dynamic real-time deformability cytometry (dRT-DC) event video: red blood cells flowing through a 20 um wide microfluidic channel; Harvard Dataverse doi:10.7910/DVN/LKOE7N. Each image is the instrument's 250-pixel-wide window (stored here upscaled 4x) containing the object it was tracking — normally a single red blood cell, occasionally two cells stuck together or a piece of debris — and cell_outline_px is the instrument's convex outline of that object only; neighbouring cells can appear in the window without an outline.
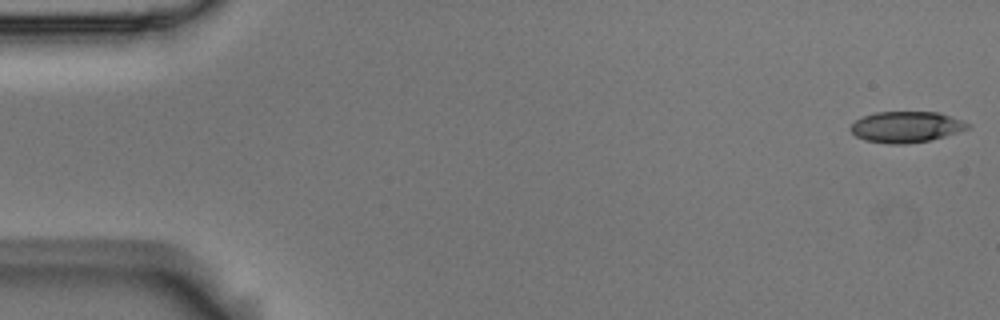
{"species": "Egyptian fruit bat (a non-hibernating species)", "species_latin": "Rousettus aegyptiacus", "temperature_condition": "room temperature", "stored_images_in_passage": 5, "camera_frame_rate_fps": 3000, "um_per_image_px": 0.085, "animal": {"sex": "male"}, "frame": {"image": 1, "passage_image": 1, "time_ms": 0.0, "image_size_px": [1000, 320], "cell_outline_px": [[972, 124], [968, 128], [944, 136], [928, 140], [904, 144], [892, 144], [864, 140], [856, 136], [848, 128], [856, 120], [864, 116], [876, 112], [940, 112], [964, 120]], "centroid_in_image_um": [77.03, 10.78], "position_along_channel_um": 8.0, "area_um2": 21.1}}
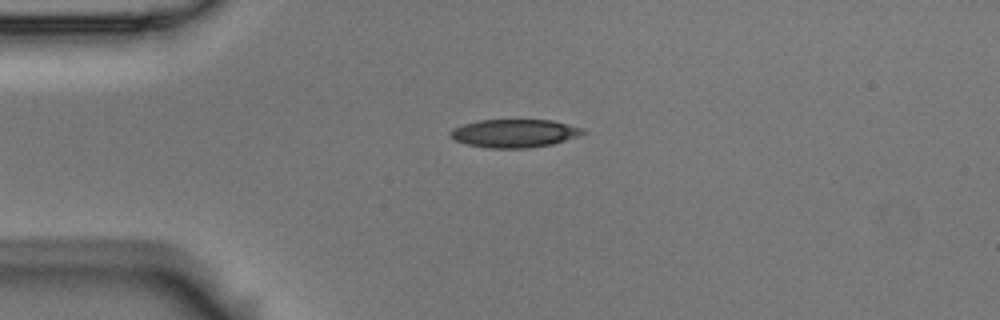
{"frame": {"image": 2, "passage_image": 4, "time_ms": 1.0, "image_size_px": [1000, 320], "cell_outline_px": [[588, 132], [580, 136], [552, 144], [524, 148], [488, 148], [468, 144], [456, 140], [448, 136], [448, 132], [452, 128], [464, 124], [480, 120], [552, 120], [584, 128]], "centroid_in_image_um": [43.75, 11.33], "position_along_channel_um": 41.3, "area_um2": 21.85}}